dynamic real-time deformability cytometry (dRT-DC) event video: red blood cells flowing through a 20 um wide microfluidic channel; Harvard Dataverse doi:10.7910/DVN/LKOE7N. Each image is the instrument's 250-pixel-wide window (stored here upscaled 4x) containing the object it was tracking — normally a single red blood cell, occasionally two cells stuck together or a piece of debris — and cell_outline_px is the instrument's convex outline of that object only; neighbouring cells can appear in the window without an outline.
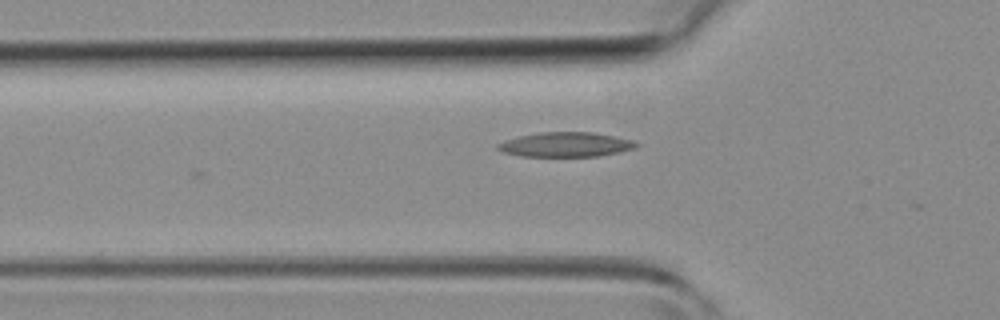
{"species": "common noctule bat (a hibernating species)", "species_latin": "Nyctalus noctula", "temperature_condition": "room temperature", "stored_images_in_passage": 3, "camera_frame_rate_fps": 3000, "um_per_image_px": 0.085, "animal": {"sex": "female", "body_mass_g": 19.3, "forearm_length_mm": 54.1}, "frame": {"image": 1, "passage_image": 3, "time_ms": 0.667, "image_size_px": [1000, 320], "cell_outline_px": [[640, 144], [636, 148], [596, 156], [520, 156], [504, 152], [496, 148], [496, 144], [520, 136], [540, 132], [592, 132], [632, 140]], "centroid_in_image_um": [48.08, 12.28], "position_along_channel_um": 77.7, "area_um2": 19.54}}